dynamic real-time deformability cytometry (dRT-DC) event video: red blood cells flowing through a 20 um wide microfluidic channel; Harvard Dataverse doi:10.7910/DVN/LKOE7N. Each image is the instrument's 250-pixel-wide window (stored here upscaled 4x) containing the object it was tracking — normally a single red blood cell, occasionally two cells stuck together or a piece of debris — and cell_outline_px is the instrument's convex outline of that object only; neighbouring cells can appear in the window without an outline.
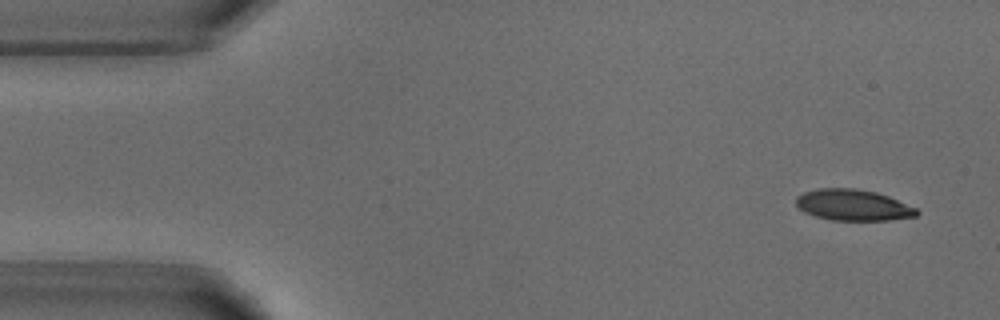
{"species": "common noctule bat (a hibernating species)", "species_latin": "Nyctalus noctula", "temperature_condition": "warm", "stored_images_in_passage": 4, "camera_frame_rate_fps": 3000, "um_per_image_px": 0.085, "animal": {"sex": "male", "body_mass_g": 18.8}, "frame": {"image": 1, "passage_image": 1, "time_ms": 0.0, "image_size_px": [1000, 320], "cell_outline_px": [[920, 212], [916, 216], [888, 220], [832, 220], [816, 216], [804, 212], [796, 204], [796, 196], [804, 192], [816, 188], [856, 188], [876, 192], [888, 196], [916, 208]], "centroid_in_image_um": [72.5, 17.42], "position_along_channel_um": 12.5, "area_um2": 21.85}}
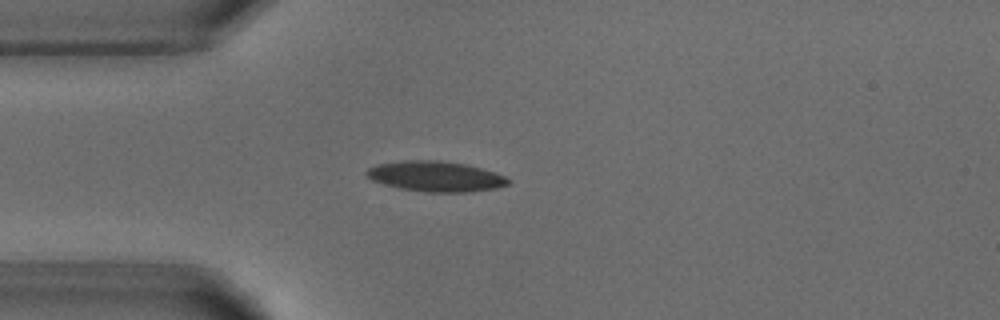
{"frame": {"image": 2, "passage_image": 4, "time_ms": 3.333, "image_size_px": [1000, 320], "cell_outline_px": [[512, 180], [508, 184], [496, 188], [464, 192], [424, 192], [400, 188], [384, 184], [372, 180], [364, 172], [368, 168], [376, 164], [400, 160], [440, 160], [464, 164], [496, 172]], "centroid_in_image_um": [37.01, 14.98], "position_along_channel_um": 48.0, "area_um2": 25.09}}